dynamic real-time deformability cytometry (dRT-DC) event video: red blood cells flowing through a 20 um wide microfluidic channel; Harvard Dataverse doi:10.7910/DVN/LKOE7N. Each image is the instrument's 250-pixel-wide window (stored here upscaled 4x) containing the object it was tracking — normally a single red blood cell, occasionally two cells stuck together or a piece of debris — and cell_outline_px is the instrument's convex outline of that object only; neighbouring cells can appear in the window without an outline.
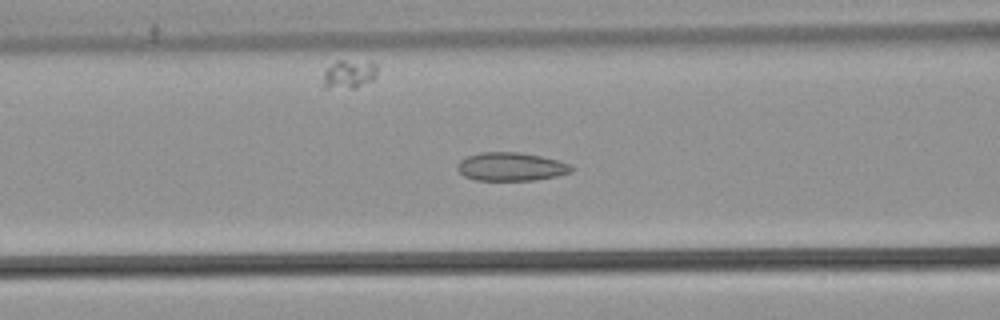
{"species": "common noctule bat (a hibernating species)", "species_latin": "Nyctalus noctula", "temperature_condition": "warm", "stored_images_in_passage": 42, "camera_frame_rate_fps": 3000, "um_per_image_px": 0.085, "animal": {"sex": "male", "body_mass_g": 21.5, "forearm_length_mm": 52.0}, "frame": {"image": 1, "passage_image": 10, "time_ms": 3.0, "image_size_px": [1000, 320], "cell_outline_px": [[576, 168], [572, 172], [556, 176], [536, 180], [476, 180], [464, 176], [456, 168], [456, 164], [460, 160], [468, 156], [480, 152], [520, 152], [540, 156], [572, 164]], "centroid_in_image_um": [43.45, 14.17], "position_along_channel_um": 123.1, "area_um2": 19.02}}
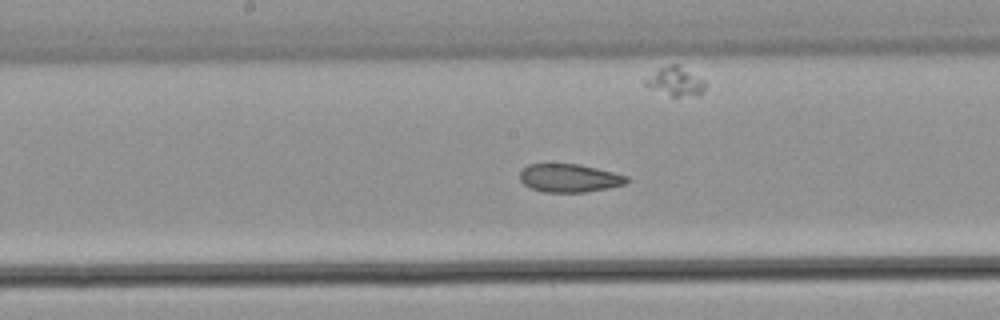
{"frame": {"image": 2, "passage_image": 16, "time_ms": 5.0, "image_size_px": [1000, 320], "cell_outline_px": [[628, 180], [624, 184], [608, 188], [584, 192], [544, 192], [532, 188], [524, 184], [520, 180], [520, 172], [528, 164], [580, 164], [628, 176]], "centroid_in_image_um": [48.38, 15.13], "position_along_channel_um": 199.8, "area_um2": 17.4}}
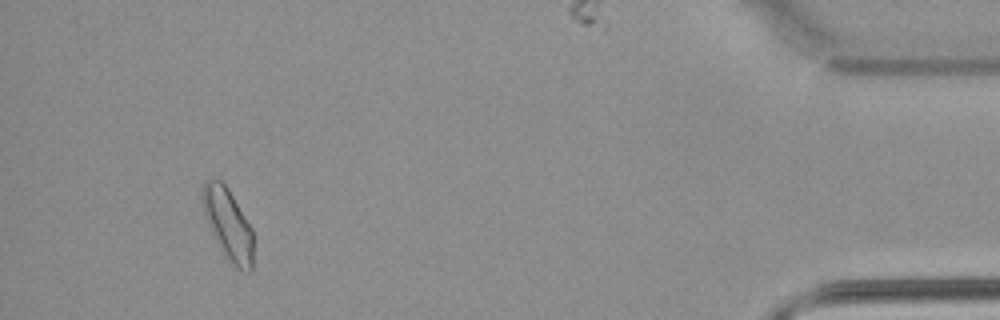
{"frame": {"image": 3, "passage_image": 38, "time_ms": 12.333, "image_size_px": [1000, 320], "cell_outline_px": [[252, 272], [248, 272], [236, 268], [224, 256], [212, 232], [204, 212], [200, 196], [200, 192], [204, 180], [220, 180], [228, 188], [252, 228]], "centroid_in_image_um": [19.37, 19.05], "position_along_channel_um": 415.8, "area_um2": 20.98}, "authors_computed_cell_mechanics": {"area_um2": 18.7272, "velocity_mm_per_s": 3.845, "shape_relaxation_time_tau1_ms": null, "shape_relaxation_time_tau2_ms": 1.8561, "deformation_change_tau1": null, "deformation_change_tau2": 0.0623}}